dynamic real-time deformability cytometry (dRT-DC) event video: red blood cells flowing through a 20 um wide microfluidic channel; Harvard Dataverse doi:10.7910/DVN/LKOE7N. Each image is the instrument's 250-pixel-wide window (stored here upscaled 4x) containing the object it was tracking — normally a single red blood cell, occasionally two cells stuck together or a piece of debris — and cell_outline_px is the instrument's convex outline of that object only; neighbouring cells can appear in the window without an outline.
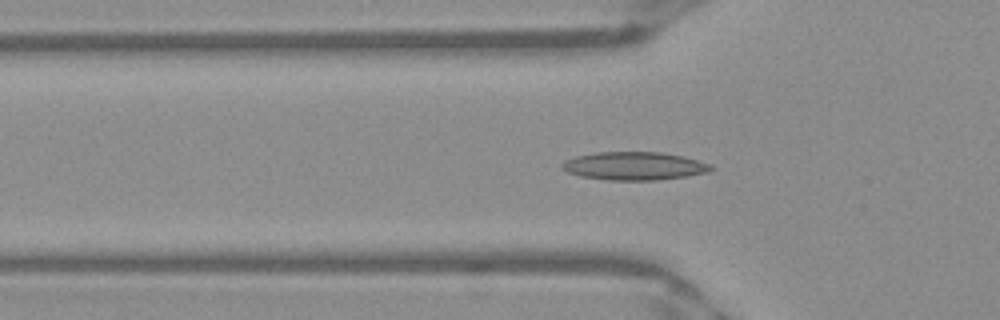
{"species": "Egyptian fruit bat (a non-hibernating species)", "species_latin": "Rousettus aegyptiacus", "temperature_condition": "warm", "stored_images_in_passage": 52, "camera_frame_rate_fps": 3000, "um_per_image_px": 0.085, "frame": {"image": 1, "passage_image": 17, "time_ms": 5.333, "image_size_px": [1000, 320], "cell_outline_px": [[712, 168], [708, 172], [688, 176], [656, 180], [608, 180], [580, 176], [568, 172], [560, 168], [560, 164], [564, 160], [576, 156], [596, 152], [660, 152], [684, 156], [712, 164]], "centroid_in_image_um": [53.89, 14.1], "position_along_channel_um": 71.9, "area_um2": 24.57}}
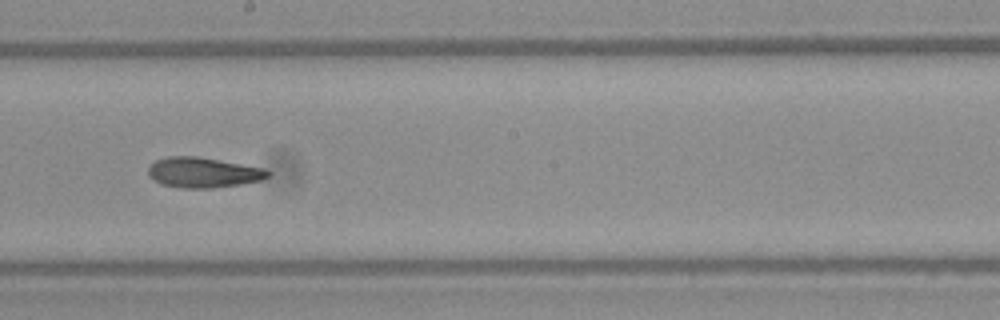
{"frame": {"image": 2, "passage_image": 29, "time_ms": 9.333, "image_size_px": [1000, 320], "cell_outline_px": [[272, 172], [268, 176], [260, 180], [240, 184], [212, 188], [180, 188], [164, 184], [148, 176], [148, 168], [156, 160], [168, 156], [196, 156], [264, 168]], "centroid_in_image_um": [17.27, 14.66], "position_along_channel_um": 230.9, "area_um2": 20.87}}
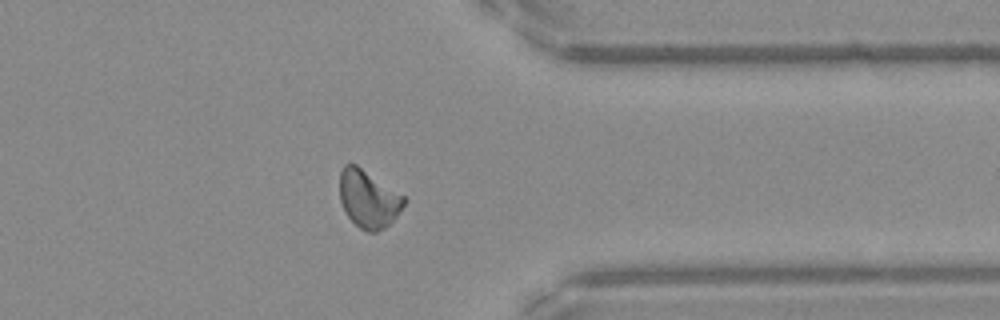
{"frame": {"image": 3, "passage_image": 41, "time_ms": 13.333, "image_size_px": [1000, 320], "cell_outline_px": [[408, 200], [396, 216], [384, 228], [376, 232], [368, 232], [360, 228], [348, 216], [340, 200], [340, 172], [344, 164], [356, 164], [404, 196]], "centroid_in_image_um": [31.32, 16.9], "position_along_channel_um": 380.1, "area_um2": 21.33}, "authors_computed_cell_mechanics": {"area_um2": 21.2126, "velocity_mm_per_s": 3.9456, "shape_relaxation_time_tau1_ms": null, "shape_relaxation_time_tau2_ms": 2.4918, "deformation_change_tau1": null, "deformation_change_tau2": 0.0804}}